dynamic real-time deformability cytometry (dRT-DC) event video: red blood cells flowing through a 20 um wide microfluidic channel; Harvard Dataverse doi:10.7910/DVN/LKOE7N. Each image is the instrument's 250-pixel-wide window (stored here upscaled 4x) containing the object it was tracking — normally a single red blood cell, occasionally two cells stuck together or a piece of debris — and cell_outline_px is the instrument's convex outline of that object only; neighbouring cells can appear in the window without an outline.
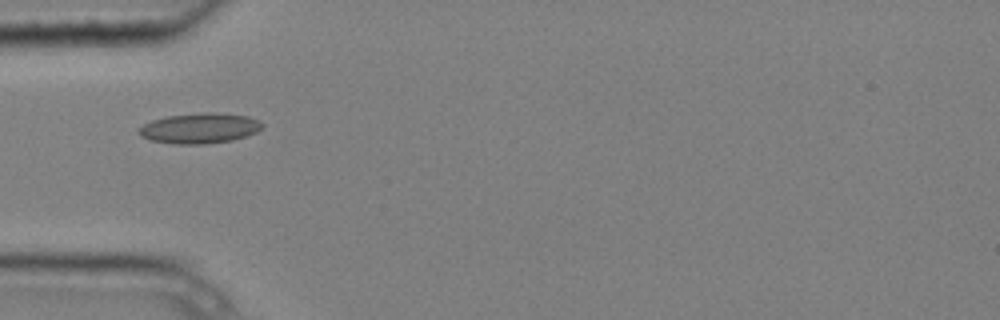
{"species": "common noctule bat (a hibernating species)", "species_latin": "Nyctalus noctula", "temperature_condition": "cold", "stored_images_in_passage": 7, "camera_frame_rate_fps": 3000, "um_per_image_px": 0.085, "animal": {"sex": "male", "body_mass_g": 20.4}, "frame": {"image": 1, "passage_image": 5, "time_ms": 1.333, "image_size_px": [1000, 320], "cell_outline_px": [[264, 124], [256, 132], [232, 140], [204, 144], [172, 144], [152, 140], [140, 136], [136, 132], [144, 124], [152, 120], [168, 116], [200, 112], [212, 112], [248, 116]], "centroid_in_image_um": [16.93, 10.9], "position_along_channel_um": 68.1, "area_um2": 21.68}}
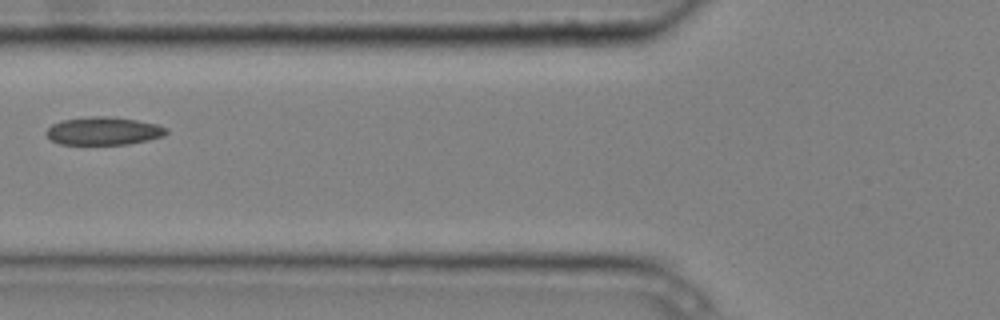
{"frame": {"image": 2, "passage_image": 6, "time_ms": 1.667, "image_size_px": [1000, 320], "cell_outline_px": [[168, 132], [164, 136], [148, 140], [128, 144], [60, 144], [48, 140], [44, 132], [52, 124], [60, 120], [92, 116], [104, 116], [136, 120], [156, 124], [168, 128]], "centroid_in_image_um": [8.76, 11.14], "position_along_channel_um": 117.0, "area_um2": 19.71}}
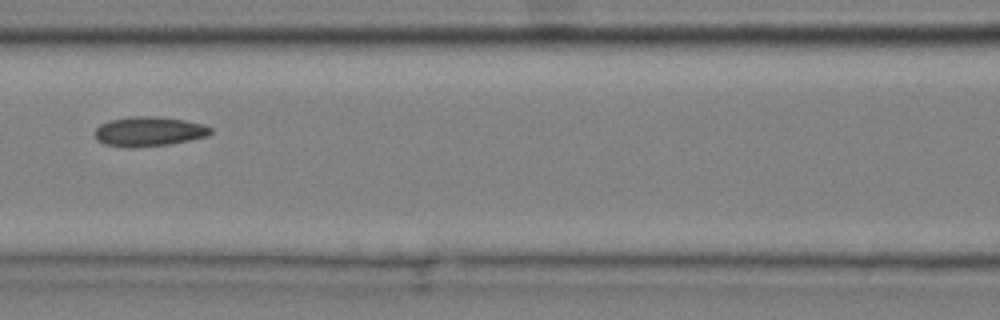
{"frame": {"image": 3, "passage_image": 7, "time_ms": 2.0, "image_size_px": [1000, 320], "cell_outline_px": [[212, 132], [208, 136], [168, 144], [132, 148], [128, 148], [104, 144], [96, 140], [96, 128], [100, 124], [108, 120], [132, 116], [156, 116], [184, 120], [204, 124], [212, 128]], "centroid_in_image_um": [12.64, 11.17], "position_along_channel_um": 154.0, "area_um2": 20.06}}